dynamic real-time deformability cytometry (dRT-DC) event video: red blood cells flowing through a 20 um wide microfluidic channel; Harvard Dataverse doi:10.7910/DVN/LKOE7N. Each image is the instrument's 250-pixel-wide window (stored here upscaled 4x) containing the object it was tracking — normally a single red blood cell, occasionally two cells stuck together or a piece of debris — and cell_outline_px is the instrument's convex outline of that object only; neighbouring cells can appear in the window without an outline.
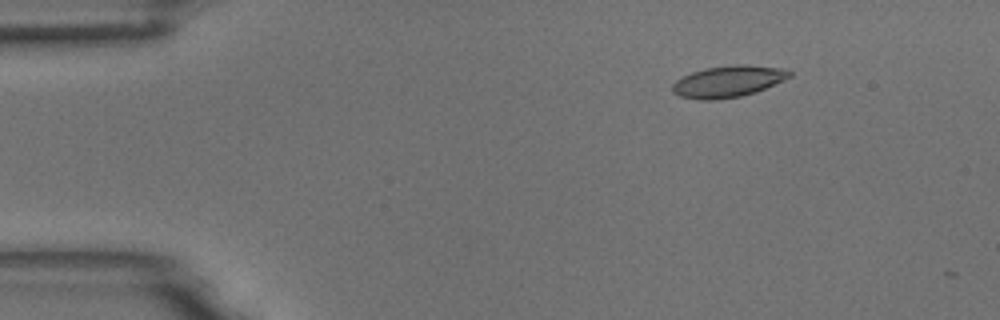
{"species": "common noctule bat (a hibernating species)", "species_latin": "Nyctalus noctula", "temperature_condition": "room temperature", "stored_images_in_passage": 5, "camera_frame_rate_fps": 3000, "um_per_image_px": 0.085, "animal": {"sex": "male", "body_mass_g": 18.8}, "frame": {"image": 1, "passage_image": 3, "time_ms": 0.667, "image_size_px": [1000, 320], "cell_outline_px": [[792, 76], [756, 92], [740, 96], [712, 100], [700, 100], [680, 96], [672, 92], [672, 84], [676, 80], [692, 72], [704, 68], [736, 64], [748, 64], [784, 68], [792, 72]], "centroid_in_image_um": [61.9, 6.91], "position_along_channel_um": 23.1, "area_um2": 21.56}}